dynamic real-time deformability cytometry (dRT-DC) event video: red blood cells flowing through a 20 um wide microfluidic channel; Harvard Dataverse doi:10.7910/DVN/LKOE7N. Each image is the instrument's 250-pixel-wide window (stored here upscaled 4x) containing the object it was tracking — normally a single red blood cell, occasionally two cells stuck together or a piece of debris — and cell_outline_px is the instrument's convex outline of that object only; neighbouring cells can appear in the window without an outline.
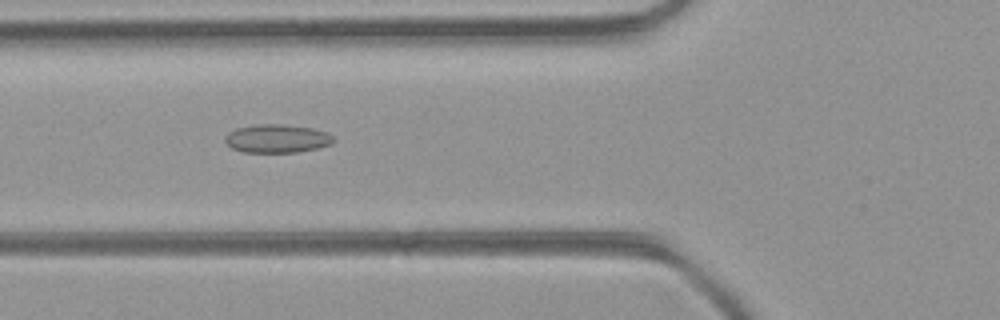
{"species": "common noctule bat (a hibernating species)", "species_latin": "Nyctalus noctula", "temperature_condition": "room temperature", "stored_images_in_passage": 10, "camera_frame_rate_fps": 3000, "um_per_image_px": 0.085, "animal": {"sex": "female", "body_mass_g": 21.9}, "frame": {"image": 1, "passage_image": 4, "time_ms": 1.0, "image_size_px": [1000, 320], "cell_outline_px": [[332, 144], [316, 148], [296, 152], [244, 152], [232, 148], [224, 140], [224, 136], [228, 132], [236, 128], [256, 124], [284, 124], [312, 128], [324, 132], [332, 136]], "centroid_in_image_um": [23.49, 11.77], "position_along_channel_um": 102.3, "area_um2": 17.8}}
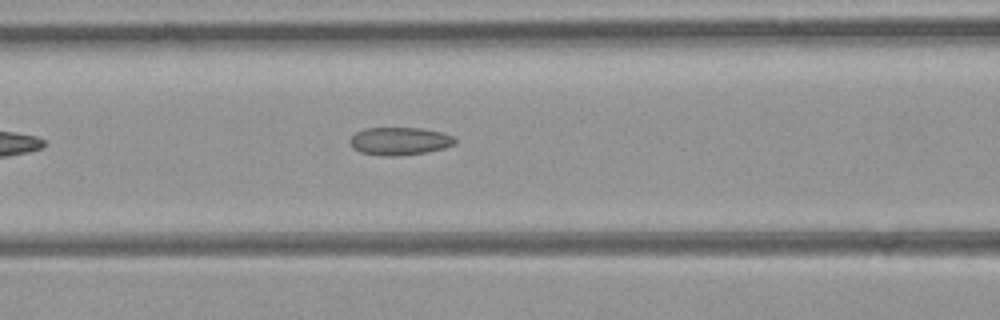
{"frame": {"image": 2, "passage_image": 6, "time_ms": 1.667, "image_size_px": [1000, 320], "cell_outline_px": [[456, 144], [444, 148], [424, 152], [396, 156], [384, 156], [360, 152], [352, 148], [348, 140], [356, 132], [368, 128], [420, 128], [440, 132], [452, 136], [456, 140]], "centroid_in_image_um": [33.94, 12.0], "position_along_channel_um": 132.7, "area_um2": 16.94}}